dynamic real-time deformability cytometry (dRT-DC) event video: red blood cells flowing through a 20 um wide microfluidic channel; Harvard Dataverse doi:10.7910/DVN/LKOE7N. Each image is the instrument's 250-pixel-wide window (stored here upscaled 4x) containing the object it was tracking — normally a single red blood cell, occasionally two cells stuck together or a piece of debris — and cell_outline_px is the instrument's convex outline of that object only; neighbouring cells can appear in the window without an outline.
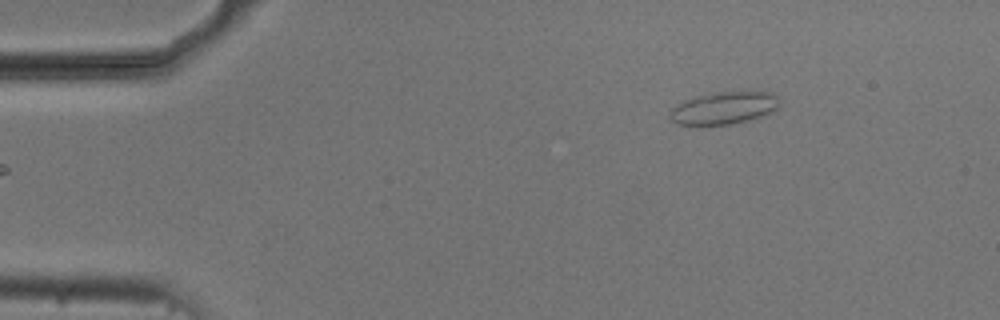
{"species": "common noctule bat (a hibernating species)", "species_latin": "Nyctalus noctula", "temperature_condition": "cold", "stored_images_in_passage": 47, "camera_frame_rate_fps": 3000, "um_per_image_px": 0.085, "animal": {"sex": "male", "body_mass_g": 20.5, "forearm_length_mm": 52.5}, "frame": {"image": 1, "passage_image": 1, "time_ms": 0.0, "image_size_px": [1000, 320], "cell_outline_px": [[780, 108], [772, 112], [748, 120], [732, 124], [676, 124], [668, 116], [672, 108], [684, 100], [692, 96], [712, 92], [776, 92], [780, 96]], "centroid_in_image_um": [61.58, 9.15], "position_along_channel_um": 23.4, "area_um2": 20.92}}
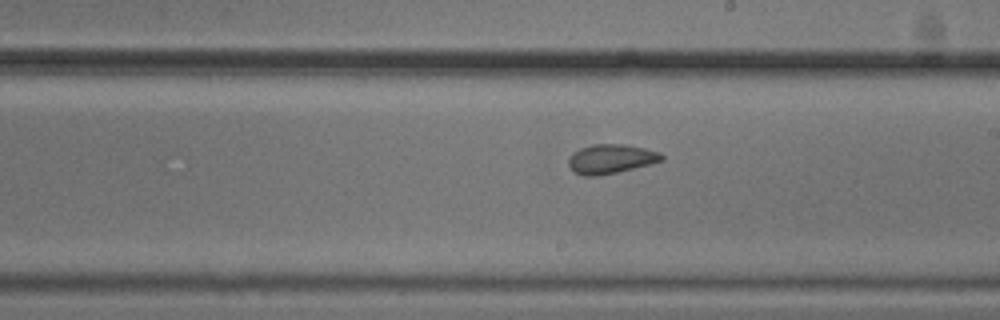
{"frame": {"image": 2, "passage_image": 24, "time_ms": 7.667, "image_size_px": [1000, 320], "cell_outline_px": [[664, 160], [600, 176], [584, 176], [576, 172], [568, 164], [568, 160], [572, 152], [580, 148], [592, 144], [624, 144], [644, 148], [660, 152], [664, 156]], "centroid_in_image_um": [51.91, 13.49], "position_along_channel_um": 237.1, "area_um2": 15.78}}
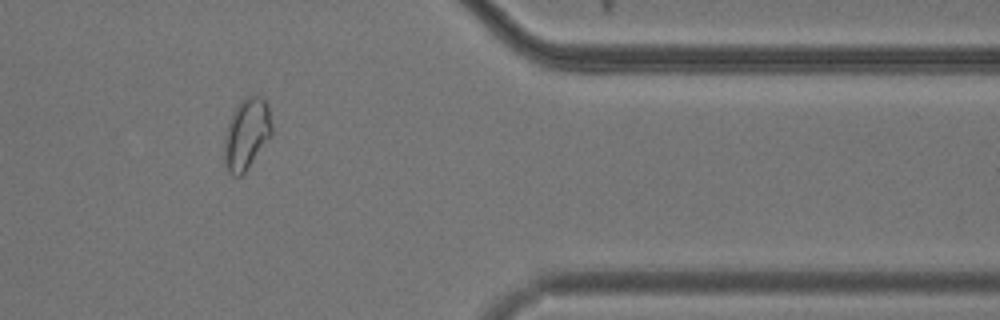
{"frame": {"image": 3, "passage_image": 38, "time_ms": 12.333, "image_size_px": [1000, 320], "cell_outline_px": [[272, 136], [244, 172], [240, 176], [232, 176], [228, 172], [224, 164], [224, 132], [232, 112], [240, 100], [244, 96], [260, 96], [264, 100], [268, 108], [272, 128]], "centroid_in_image_um": [20.93, 11.39], "position_along_channel_um": 390.5, "area_um2": 19.88}, "authors_computed_cell_mechanics": {"area_um2": 17.3978, "velocity_mm_per_s": 3.7165, "shape_relaxation_time_tau1_ms": null, "shape_relaxation_time_tau2_ms": 0.8, "deformation_change_tau1": null, "deformation_change_tau2": 0.0605}}